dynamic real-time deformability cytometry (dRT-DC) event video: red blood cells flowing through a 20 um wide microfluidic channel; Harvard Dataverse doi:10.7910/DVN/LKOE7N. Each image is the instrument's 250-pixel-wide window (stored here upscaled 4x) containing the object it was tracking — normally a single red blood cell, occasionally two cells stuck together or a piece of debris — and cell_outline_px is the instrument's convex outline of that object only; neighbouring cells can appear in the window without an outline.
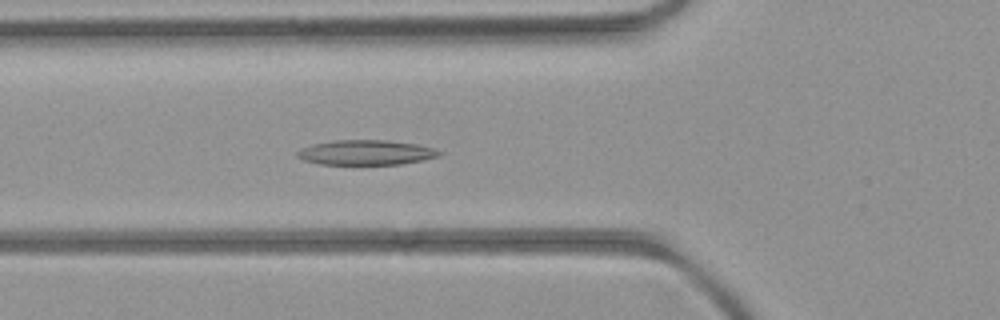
{"species": "common noctule bat (a hibernating species)", "species_latin": "Nyctalus noctula", "temperature_condition": "room temperature", "stored_images_in_passage": 51, "camera_frame_rate_fps": 3000, "um_per_image_px": 0.085, "animal": {"sex": "female", "body_mass_g": 21.9}, "frame": {"image": 1, "passage_image": 18, "time_ms": 5.667, "image_size_px": [1000, 320], "cell_outline_px": [[444, 152], [440, 156], [424, 160], [400, 164], [316, 164], [304, 160], [296, 156], [296, 152], [312, 144], [336, 140], [384, 140], [416, 144], [432, 148]], "centroid_in_image_um": [31.12, 12.97], "position_along_channel_um": 94.7, "area_um2": 20.52}}
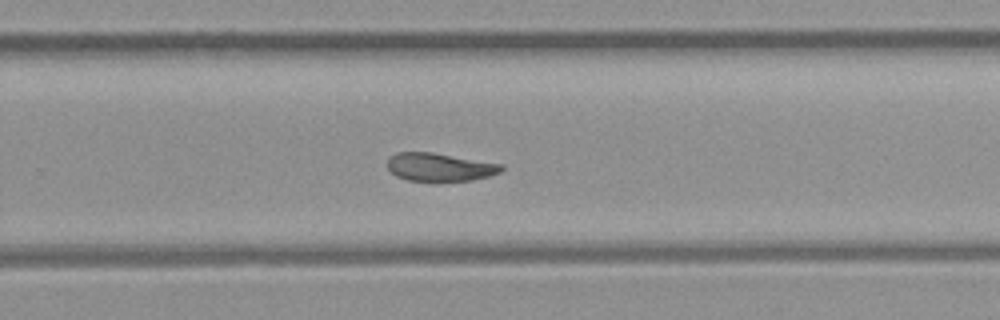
{"frame": {"image": 2, "passage_image": 33, "time_ms": 10.667, "image_size_px": [1000, 320], "cell_outline_px": [[504, 168], [500, 172], [488, 176], [472, 180], [408, 180], [396, 176], [388, 168], [388, 156], [396, 152], [432, 152], [504, 164]], "centroid_in_image_um": [37.38, 14.18], "position_along_channel_um": 292.4, "area_um2": 18.55}}
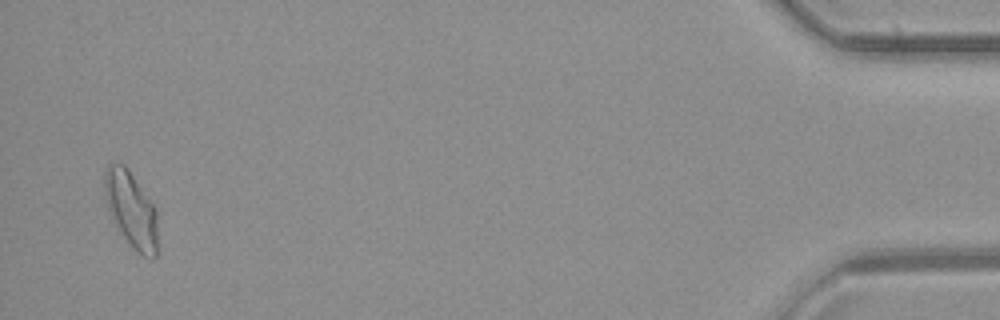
{"frame": {"image": 3, "passage_image": 50, "time_ms": 16.333, "image_size_px": [1000, 320], "cell_outline_px": [[160, 248], [156, 256], [152, 260], [144, 256], [132, 248], [116, 224], [108, 208], [104, 192], [104, 172], [108, 164], [124, 164], [156, 208]], "centroid_in_image_um": [11.21, 17.88], "position_along_channel_um": 424.0, "area_um2": 23.64}, "authors_computed_cell_mechanics": {"area_um2": 20.4612, "velocity_mm_per_s": 3.9513, "shape_relaxation_time_tau1_ms": null, "shape_relaxation_time_tau2_ms": 4.3559, "deformation_change_tau1": null, "deformation_change_tau2": 0.1034}}